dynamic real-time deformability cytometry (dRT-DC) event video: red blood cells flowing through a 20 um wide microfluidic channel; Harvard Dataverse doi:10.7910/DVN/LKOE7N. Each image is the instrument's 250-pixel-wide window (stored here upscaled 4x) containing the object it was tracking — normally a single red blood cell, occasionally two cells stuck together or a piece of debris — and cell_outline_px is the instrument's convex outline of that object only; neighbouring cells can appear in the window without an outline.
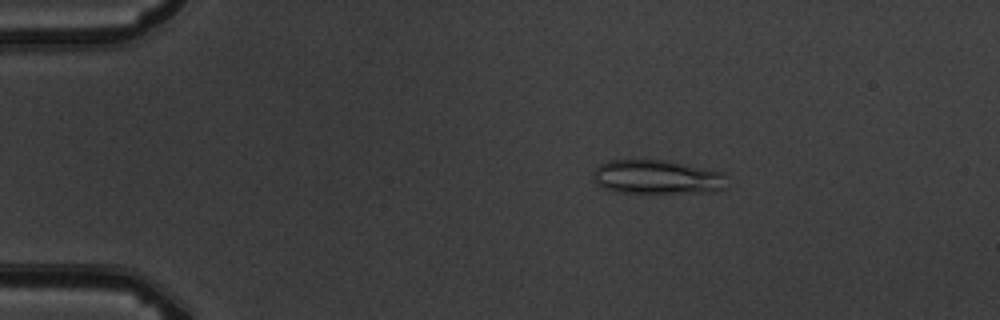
{"species": "common noctule bat (a hibernating species)", "species_latin": "Nyctalus noctula", "temperature_condition": "warm", "stored_images_in_passage": 5, "camera_frame_rate_fps": 3000, "um_per_image_px": 0.085, "animal": {"sex": "male", "body_mass_g": 19.5, "forearm_length_mm": 54.6}, "frame": {"image": 1, "passage_image": 3, "time_ms": 2.333, "image_size_px": [1000, 320], "cell_outline_px": [[728, 188], [708, 192], [620, 192], [604, 188], [596, 184], [592, 176], [592, 172], [600, 164], [608, 160], [668, 160], [724, 172]], "centroid_in_image_um": [55.86, 15.04], "position_along_channel_um": 29.1, "area_um2": 26.65}}